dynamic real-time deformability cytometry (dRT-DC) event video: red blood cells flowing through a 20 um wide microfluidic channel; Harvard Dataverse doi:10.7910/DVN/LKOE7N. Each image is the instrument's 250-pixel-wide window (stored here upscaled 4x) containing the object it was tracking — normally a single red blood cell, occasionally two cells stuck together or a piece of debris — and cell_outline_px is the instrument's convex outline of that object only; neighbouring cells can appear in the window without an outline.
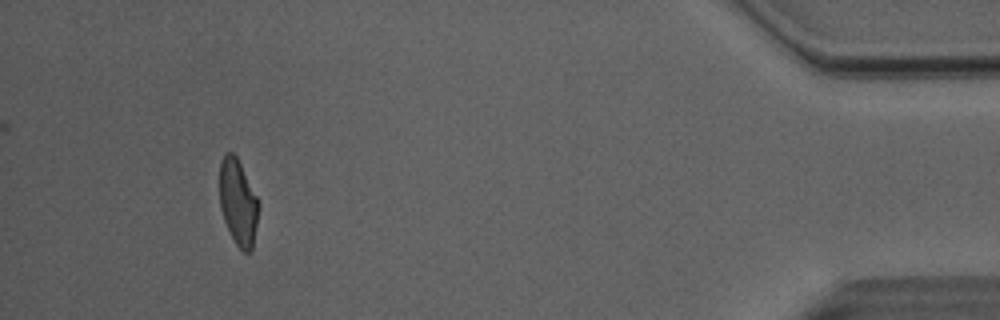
{"species": "Egyptian fruit bat (a non-hibernating species)", "species_latin": "Rousettus aegyptiacus", "temperature_condition": "room temperature", "stored_images_in_passage": 45, "camera_frame_rate_fps": 3000, "um_per_image_px": 0.085, "animal": {"sex": "male"}, "frame": {"image": 1, "passage_image": 45, "time_ms": 14.667, "image_size_px": [1000, 320], "cell_outline_px": [[260, 204], [252, 252], [244, 252], [236, 244], [224, 220], [220, 208], [220, 160], [224, 152], [232, 152], [236, 156], [260, 200]], "centroid_in_image_um": [20.26, 17.18], "position_along_channel_um": 414.9, "area_um2": 19.77}, "authors_computed_cell_mechanics": {"area_um2": 20.9814, "velocity_mm_per_s": 4.084, "shape_relaxation_time_tau1_ms": 7.3446, "shape_relaxation_time_tau2_ms": 1.9209, "deformation_change_tau1": 0.2003, "deformation_change_tau2": 0.0909}}